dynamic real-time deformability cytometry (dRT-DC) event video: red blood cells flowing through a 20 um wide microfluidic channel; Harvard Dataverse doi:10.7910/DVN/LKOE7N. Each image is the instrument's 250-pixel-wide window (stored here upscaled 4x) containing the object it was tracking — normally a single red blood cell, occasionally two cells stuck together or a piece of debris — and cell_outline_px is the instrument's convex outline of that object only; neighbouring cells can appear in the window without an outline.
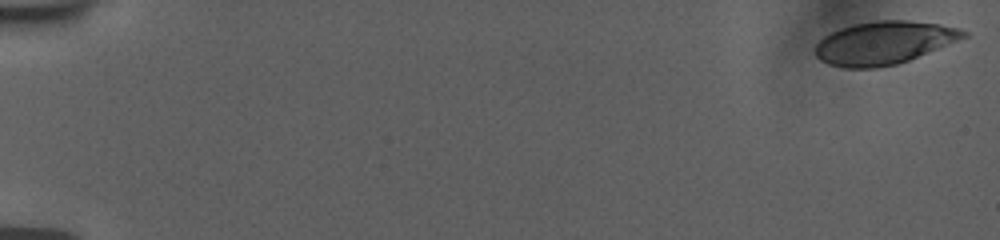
{"species": "human", "species_latin": "Homo sapiens", "temperature_condition": "room temperature", "stored_images_in_passage": 2, "camera_frame_rate_fps": 3000, "um_per_image_px": 0.085, "donor": {"sex": "female"}, "frame": {"image": 1, "passage_image": 1, "time_ms": 0.0, "image_size_px": [1000, 240], "cell_outline_px": [[968, 36], [908, 60], [896, 64], [876, 68], [844, 68], [828, 64], [820, 60], [816, 56], [816, 44], [824, 36], [840, 28], [852, 24], [876, 20], [908, 20], [936, 24], [956, 28], [968, 32]], "centroid_in_image_um": [75.09, 3.64], "position_along_channel_um": 9.9, "area_um2": 36.82}}